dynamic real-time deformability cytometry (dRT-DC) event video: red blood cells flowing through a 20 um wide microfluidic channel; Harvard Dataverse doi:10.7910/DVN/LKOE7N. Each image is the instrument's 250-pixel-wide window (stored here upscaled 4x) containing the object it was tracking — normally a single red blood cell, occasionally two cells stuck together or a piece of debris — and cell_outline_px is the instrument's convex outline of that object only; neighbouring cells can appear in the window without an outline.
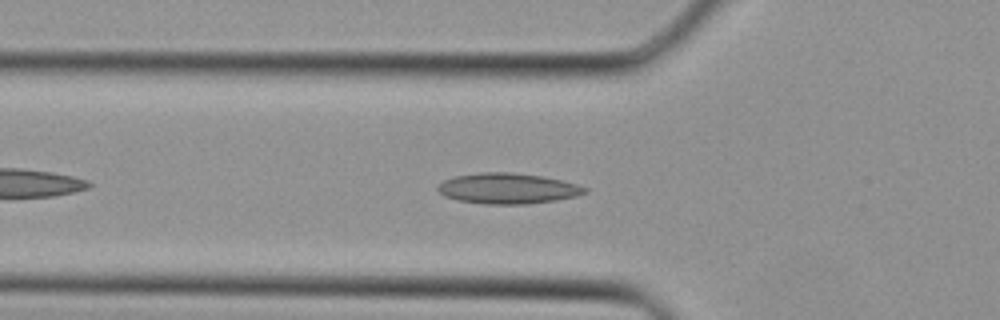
{"species": "Egyptian fruit bat (a non-hibernating species)", "species_latin": "Rousettus aegyptiacus", "temperature_condition": "cold", "stored_images_in_passage": 30, "camera_frame_rate_fps": 3000, "um_per_image_px": 0.085, "animal": {"sex": "female"}, "frame": {"image": 1, "passage_image": 5, "time_ms": 1.333, "image_size_px": [1000, 320], "cell_outline_px": [[588, 192], [576, 196], [556, 200], [524, 204], [484, 204], [456, 200], [444, 196], [436, 188], [444, 180], [456, 176], [480, 172], [512, 172], [544, 176], [576, 184], [588, 188]], "centroid_in_image_um": [43.16, 16.02], "position_along_channel_um": 82.6, "area_um2": 26.24}}
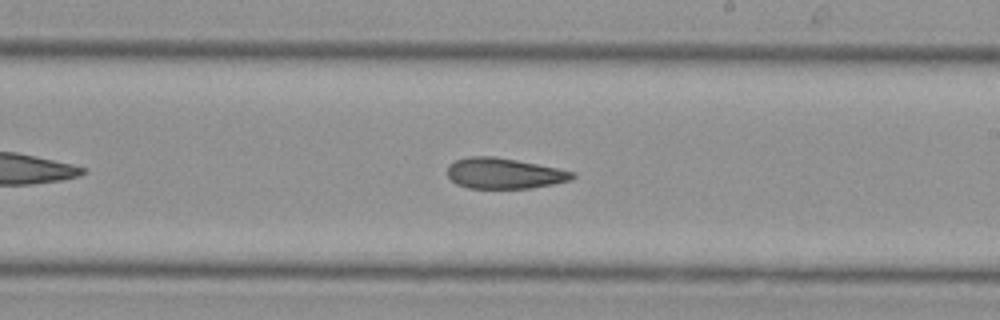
{"frame": {"image": 2, "passage_image": 14, "time_ms": 4.333, "image_size_px": [1000, 320], "cell_outline_px": [[576, 176], [572, 180], [532, 188], [468, 188], [456, 184], [448, 176], [448, 164], [456, 160], [468, 156], [492, 156], [516, 160], [576, 172]], "centroid_in_image_um": [42.85, 14.74], "position_along_channel_um": 246.2, "area_um2": 22.31}}
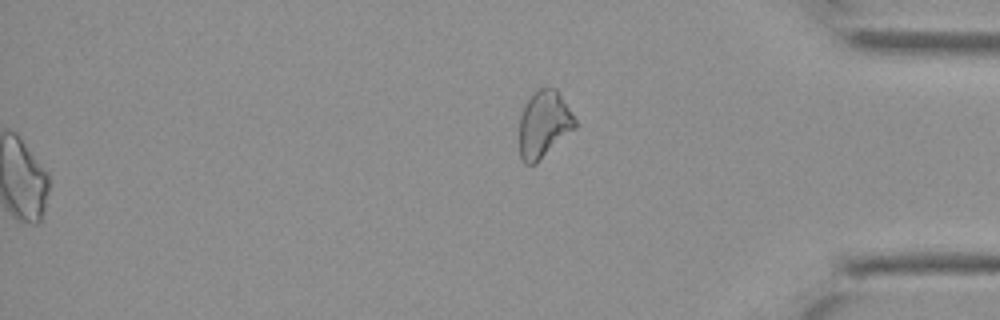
{"frame": {"image": 3, "passage_image": 30, "time_ms": 9.667, "image_size_px": [1000, 320], "cell_outline_px": [[576, 128], [536, 164], [524, 164], [520, 156], [520, 116], [524, 104], [532, 92], [540, 88], [556, 88], [576, 120]], "centroid_in_image_um": [46.22, 10.57], "position_along_channel_um": 389.0, "area_um2": 21.79}}